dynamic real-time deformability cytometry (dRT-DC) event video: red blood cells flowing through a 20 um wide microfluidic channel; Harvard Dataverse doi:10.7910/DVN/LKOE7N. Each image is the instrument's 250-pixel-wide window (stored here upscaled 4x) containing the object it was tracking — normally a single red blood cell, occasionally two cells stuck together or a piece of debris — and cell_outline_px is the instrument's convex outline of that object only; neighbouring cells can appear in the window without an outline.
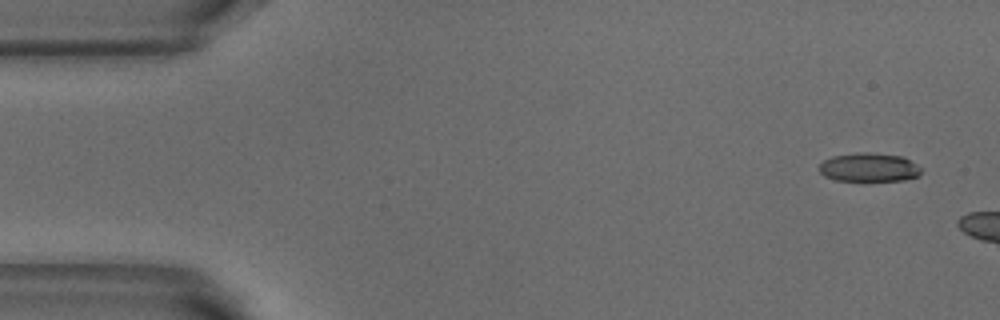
{"species": "common noctule bat (a hibernating species)", "species_latin": "Nyctalus noctula", "temperature_condition": "warm", "stored_images_in_passage": 5, "camera_frame_rate_fps": 3000, "um_per_image_px": 0.085, "animal": {"sex": "male", "body_mass_g": 18.8}, "frame": {"image": 1, "passage_image": 1, "time_ms": 0.0, "image_size_px": [1000, 320], "cell_outline_px": [[920, 176], [904, 180], [836, 180], [824, 176], [820, 172], [820, 164], [824, 160], [832, 156], [856, 152], [872, 152], [904, 156], [916, 164], [920, 168]], "centroid_in_image_um": [73.88, 14.2], "position_along_channel_um": 11.1, "area_um2": 17.11}}
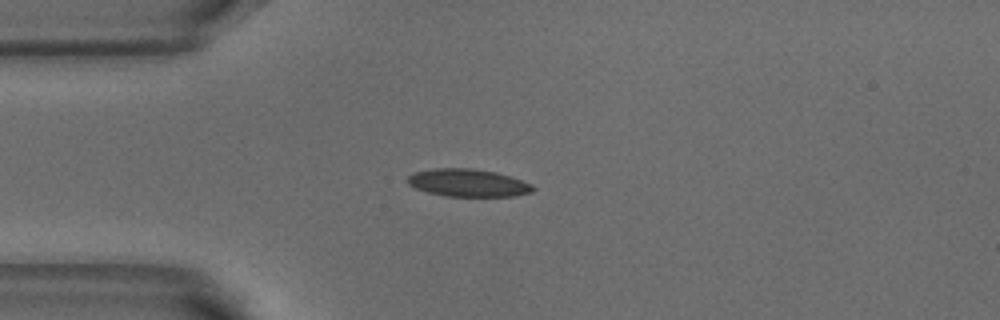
{"frame": {"image": 2, "passage_image": 5, "time_ms": 1.333, "image_size_px": [1000, 320], "cell_outline_px": [[536, 188], [532, 192], [516, 196], [444, 196], [428, 192], [416, 188], [408, 184], [408, 176], [412, 172], [432, 168], [472, 168], [496, 172], [532, 184]], "centroid_in_image_um": [39.77, 15.54], "position_along_channel_um": 45.2, "area_um2": 20.23}}